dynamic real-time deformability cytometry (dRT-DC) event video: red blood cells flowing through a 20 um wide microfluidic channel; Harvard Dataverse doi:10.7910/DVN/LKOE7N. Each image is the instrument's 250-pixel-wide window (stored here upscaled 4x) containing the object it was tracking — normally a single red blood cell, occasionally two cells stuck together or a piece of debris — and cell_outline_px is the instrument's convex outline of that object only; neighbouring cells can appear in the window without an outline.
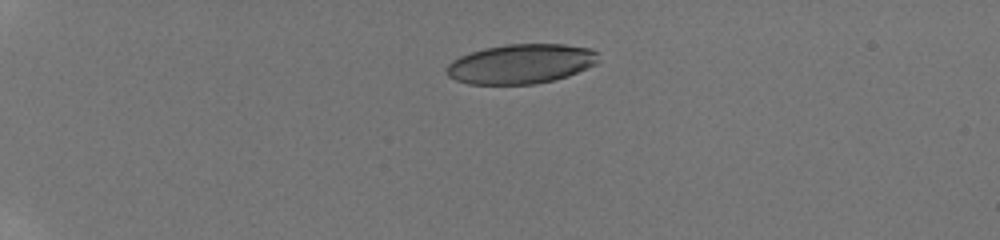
{"species": "human", "species_latin": "Homo sapiens", "temperature_condition": "room temperature", "stored_images_in_passage": 31, "camera_frame_rate_fps": 3000, "um_per_image_px": 0.085, "donor": {"sex": "male"}, "frame": {"image": 1, "passage_image": 1, "time_ms": 0.0, "image_size_px": [1000, 240], "cell_outline_px": [[600, 52], [596, 64], [568, 76], [536, 84], [468, 84], [456, 80], [448, 76], [444, 72], [444, 68], [452, 60], [460, 56], [484, 48], [508, 44], [564, 44], [592, 48]], "centroid_in_image_um": [44.28, 5.42], "position_along_channel_um": 40.7, "area_um2": 35.32}}
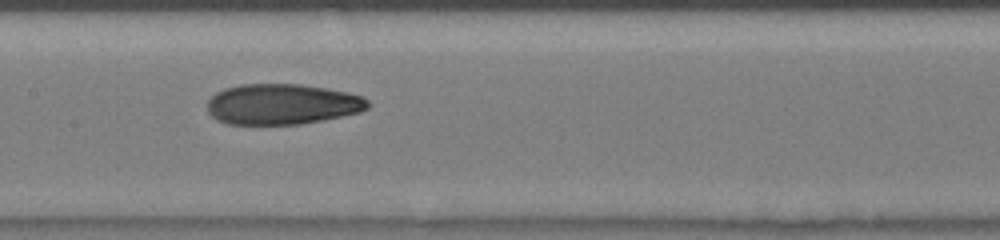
{"frame": {"image": 2, "passage_image": 14, "time_ms": 5.333, "image_size_px": [1000, 240], "cell_outline_px": [[372, 104], [368, 108], [360, 112], [300, 124], [228, 124], [216, 120], [208, 112], [208, 100], [216, 92], [224, 88], [240, 84], [300, 84], [328, 88], [348, 92], [364, 96]], "centroid_in_image_um": [24.0, 8.84], "position_along_channel_um": 183.4, "area_um2": 38.21}}
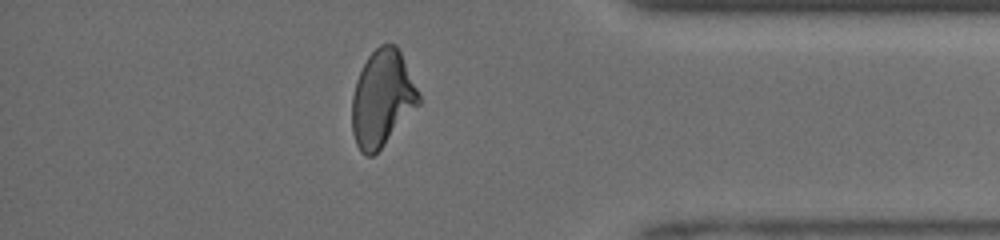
{"frame": {"image": 3, "passage_image": 29, "time_ms": 11.0, "image_size_px": [1000, 240], "cell_outline_px": [[420, 104], [380, 148], [372, 156], [368, 156], [360, 152], [356, 144], [352, 132], [352, 96], [356, 80], [368, 56], [380, 44], [396, 44], [400, 52], [420, 96]], "centroid_in_image_um": [32.46, 8.37], "position_along_channel_um": 402.7, "area_um2": 36.93}, "authors_computed_cell_mechanics": {"area_um2": 37.9746, "velocity_mm_per_s": 4.1394, "shape_relaxation_time_tau1_ms": 5.3344, "shape_relaxation_time_tau2_ms": 1.761, "deformation_change_tau1": 0.1813, "deformation_change_tau2": 0.092}}